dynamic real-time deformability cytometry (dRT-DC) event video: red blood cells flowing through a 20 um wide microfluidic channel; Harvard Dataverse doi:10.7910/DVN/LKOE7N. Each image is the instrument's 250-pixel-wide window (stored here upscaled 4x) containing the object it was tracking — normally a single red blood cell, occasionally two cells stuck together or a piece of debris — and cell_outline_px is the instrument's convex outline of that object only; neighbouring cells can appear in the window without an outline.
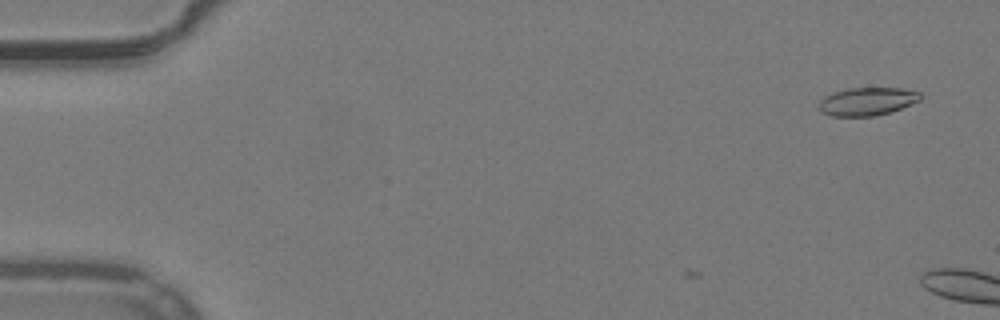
{"species": "common noctule bat (a hibernating species)", "species_latin": "Nyctalus noctula", "temperature_condition": "warm", "stored_images_in_passage": 6, "camera_frame_rate_fps": 3000, "um_per_image_px": 0.085, "animal": {"sex": "male", "body_mass_g": 19.2, "forearm_length_mm": 51.8}, "frame": {"image": 1, "passage_image": 3, "time_ms": 0.667, "image_size_px": [1000, 320], "cell_outline_px": [[924, 96], [920, 100], [900, 108], [888, 112], [872, 116], [832, 116], [820, 112], [816, 108], [820, 100], [824, 96], [848, 88], [900, 88], [920, 92]], "centroid_in_image_um": [73.67, 8.62], "position_along_channel_um": 11.3, "area_um2": 16.59}}